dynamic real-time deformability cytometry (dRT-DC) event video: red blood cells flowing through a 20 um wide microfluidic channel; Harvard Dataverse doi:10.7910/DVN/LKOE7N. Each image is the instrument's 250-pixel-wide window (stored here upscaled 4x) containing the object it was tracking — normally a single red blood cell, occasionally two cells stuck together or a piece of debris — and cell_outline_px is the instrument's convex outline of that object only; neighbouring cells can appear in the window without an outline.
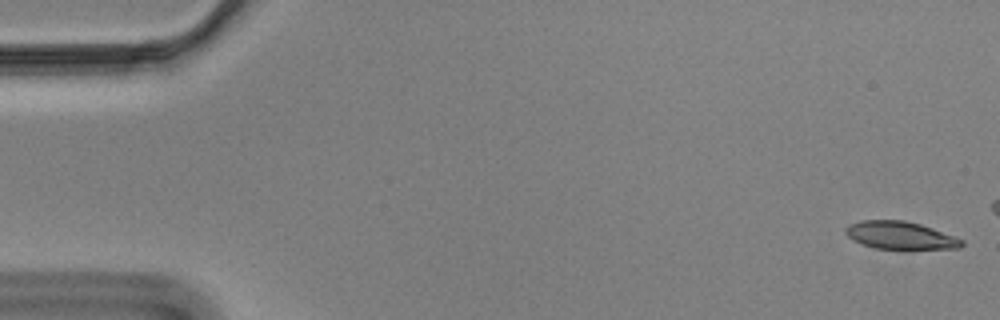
{"species": "Egyptian fruit bat (a non-hibernating species)", "species_latin": "Rousettus aegyptiacus", "temperature_condition": "cold", "stored_images_in_passage": 17, "camera_frame_rate_fps": 3000, "um_per_image_px": 0.085, "animal": {"sex": "male"}, "frame": {"image": 1, "passage_image": 1, "time_ms": 0.0, "image_size_px": [1000, 320], "cell_outline_px": [[964, 244], [960, 248], [876, 248], [852, 240], [844, 232], [844, 228], [848, 224], [860, 220], [904, 220], [920, 224], [932, 228], [964, 240]], "centroid_in_image_um": [76.48, 19.98], "position_along_channel_um": 8.5, "area_um2": 18.5}}
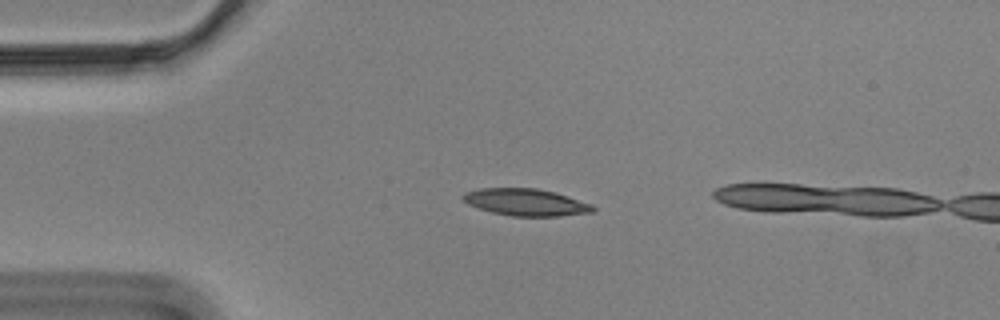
{"frame": {"image": 2, "passage_image": 13, "time_ms": 4.0, "image_size_px": [1000, 320], "cell_outline_px": [[596, 208], [592, 212], [560, 216], [512, 216], [492, 212], [468, 204], [460, 196], [464, 192], [480, 188], [536, 188], [556, 192], [592, 204]], "centroid_in_image_um": [44.7, 17.18], "position_along_channel_um": 40.3, "area_um2": 20.46}}